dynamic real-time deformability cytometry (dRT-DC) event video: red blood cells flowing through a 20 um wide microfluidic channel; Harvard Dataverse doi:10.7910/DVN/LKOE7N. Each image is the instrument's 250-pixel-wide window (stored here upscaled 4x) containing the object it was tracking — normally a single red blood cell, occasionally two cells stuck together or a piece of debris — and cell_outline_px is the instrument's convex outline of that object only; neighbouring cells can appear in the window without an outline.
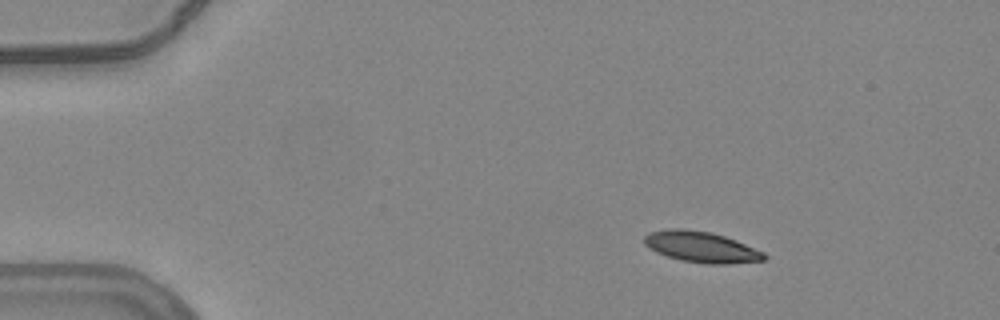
{"species": "common noctule bat (a hibernating species)", "species_latin": "Nyctalus noctula", "temperature_condition": "warm", "stored_images_in_passage": 54, "camera_frame_rate_fps": 3000, "um_per_image_px": 0.085, "animal": {"sex": "female", "body_mass_g": 24.6, "forearm_length_mm": 56.2}, "frame": {"image": 1, "passage_image": 8, "time_ms": 2.333, "image_size_px": [1000, 320], "cell_outline_px": [[768, 256], [764, 260], [728, 264], [708, 264], [680, 260], [656, 252], [644, 244], [644, 236], [648, 232], [668, 228], [680, 228], [712, 232], [736, 240], [764, 252]], "centroid_in_image_um": [59.6, 20.98], "position_along_channel_um": 25.4, "area_um2": 21.68}}
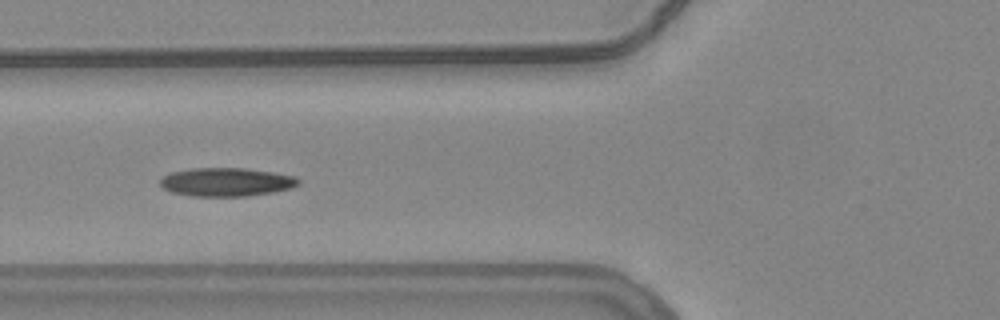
{"frame": {"image": 2, "passage_image": 21, "time_ms": 6.667, "image_size_px": [1000, 320], "cell_outline_px": [[300, 184], [292, 188], [272, 192], [244, 196], [192, 196], [172, 192], [164, 188], [160, 184], [160, 180], [164, 176], [172, 172], [192, 168], [244, 168], [272, 172], [296, 176], [300, 180]], "centroid_in_image_um": [19.27, 15.47], "position_along_channel_um": 106.5, "area_um2": 22.89}}
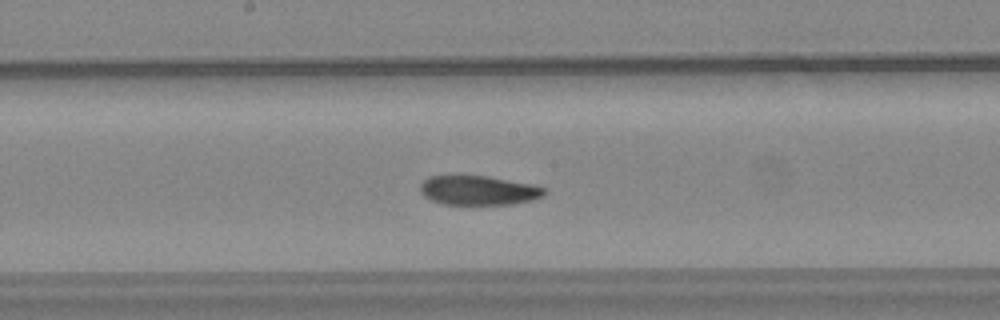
{"frame": {"image": 3, "passage_image": 29, "time_ms": 9.333, "image_size_px": [1000, 320], "cell_outline_px": [[548, 192], [544, 196], [532, 200], [512, 204], [444, 204], [432, 200], [424, 196], [420, 192], [420, 184], [428, 176], [488, 176], [532, 184], [544, 188]], "centroid_in_image_um": [40.69, 16.18], "position_along_channel_um": 207.5, "area_um2": 21.21}, "authors_computed_cell_mechanics": {"area_um2": 21.7906, "velocity_mm_per_s": 3.7681, "shape_relaxation_time_tau1_ms": 6.4038, "shape_relaxation_time_tau2_ms": 6.5193, "deformation_change_tau1": 0.1635, "deformation_change_tau2": 0.1239}}